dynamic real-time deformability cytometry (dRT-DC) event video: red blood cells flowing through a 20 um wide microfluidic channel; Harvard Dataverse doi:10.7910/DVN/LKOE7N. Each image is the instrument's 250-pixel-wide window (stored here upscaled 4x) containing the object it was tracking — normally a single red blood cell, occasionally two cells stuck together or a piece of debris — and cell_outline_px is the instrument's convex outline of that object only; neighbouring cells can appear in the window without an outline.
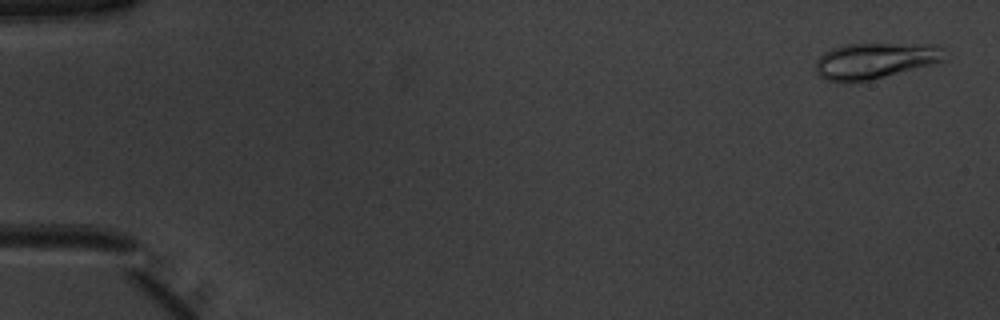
{"species": "common noctule bat (a hibernating species)", "species_latin": "Nyctalus noctula", "temperature_condition": "warm", "stored_images_in_passage": 51, "camera_frame_rate_fps": 3000, "um_per_image_px": 0.085, "animal": {"sex": "male", "body_mass_g": 20.1, "forearm_length_mm": 53.5}, "frame": {"image": 1, "passage_image": 2, "time_ms": 0.333, "image_size_px": [1000, 320], "cell_outline_px": [[944, 60], [884, 76], [868, 80], [848, 84], [840, 84], [824, 80], [816, 76], [816, 60], [824, 52], [832, 48], [844, 44], [936, 44], [940, 48]], "centroid_in_image_um": [74.22, 5.18], "position_along_channel_um": 10.8, "area_um2": 26.93}}
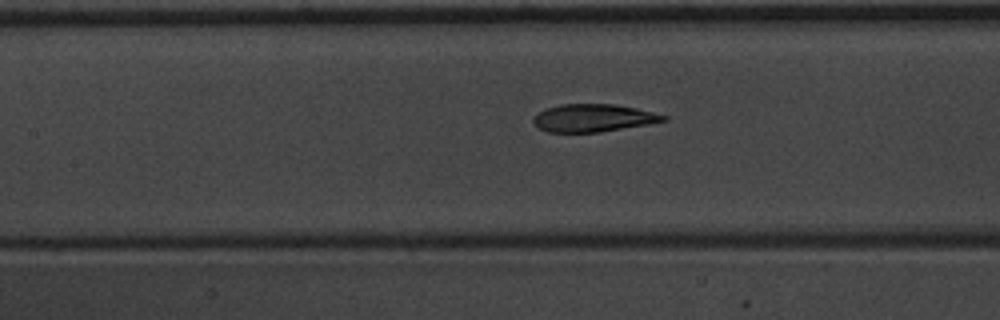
{"frame": {"image": 2, "passage_image": 24, "time_ms": 7.667, "image_size_px": [1000, 320], "cell_outline_px": [[668, 120], [648, 124], [600, 132], [548, 132], [540, 128], [532, 120], [544, 108], [560, 104], [616, 104], [636, 108], [668, 116]], "centroid_in_image_um": [50.45, 10.02], "position_along_channel_um": 157.0, "area_um2": 20.87}}
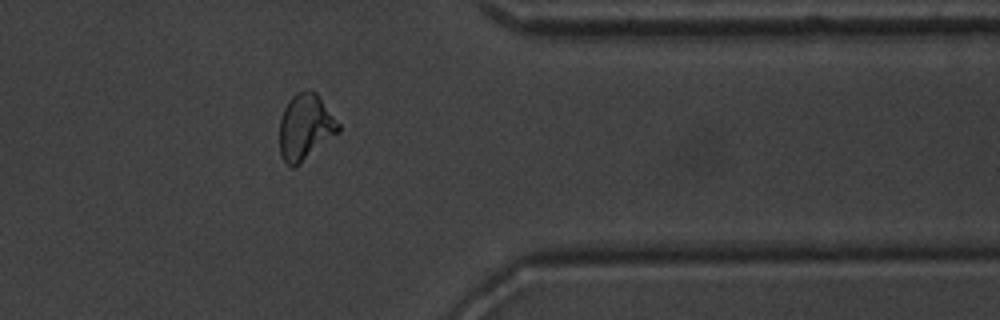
{"frame": {"image": 3, "passage_image": 42, "time_ms": 13.667, "image_size_px": [1000, 320], "cell_outline_px": [[340, 132], [300, 164], [292, 168], [280, 156], [280, 120], [284, 108], [288, 100], [296, 92], [308, 88], [316, 92], [340, 124]], "centroid_in_image_um": [25.96, 10.79], "position_along_channel_um": 385.4, "area_um2": 22.83}, "authors_computed_cell_mechanics": {"area_um2": 22.3686, "velocity_mm_per_s": 3.9836, "shape_relaxation_time_tau1_ms": 4.0036, "shape_relaxation_time_tau2_ms": 2.0858, "deformation_change_tau1": 0.1598, "deformation_change_tau2": 0.0752}}